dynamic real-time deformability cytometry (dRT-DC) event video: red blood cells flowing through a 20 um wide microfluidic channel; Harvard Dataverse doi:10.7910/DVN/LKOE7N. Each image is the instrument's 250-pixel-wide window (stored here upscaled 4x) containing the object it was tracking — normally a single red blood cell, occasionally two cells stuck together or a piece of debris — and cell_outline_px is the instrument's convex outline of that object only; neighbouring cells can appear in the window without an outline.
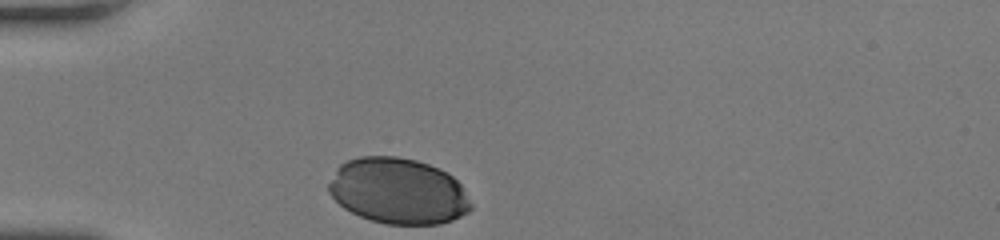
{"species": "human", "species_latin": "Homo sapiens", "temperature_condition": "room temperature", "stored_images_in_passage": 28, "camera_frame_rate_fps": 3000, "um_per_image_px": 0.085, "donor": {"sex": "female"}, "frame": {"image": 1, "passage_image": 1, "time_ms": 0.0, "image_size_px": [1000, 240], "cell_outline_px": [[472, 208], [468, 212], [452, 220], [440, 224], [384, 224], [360, 216], [344, 208], [328, 192], [328, 184], [336, 168], [340, 164], [348, 160], [360, 156], [396, 156], [416, 160], [428, 164], [452, 176], [460, 184], [472, 204]], "centroid_in_image_um": [33.83, 16.24], "position_along_channel_um": 51.2, "area_um2": 54.51}}